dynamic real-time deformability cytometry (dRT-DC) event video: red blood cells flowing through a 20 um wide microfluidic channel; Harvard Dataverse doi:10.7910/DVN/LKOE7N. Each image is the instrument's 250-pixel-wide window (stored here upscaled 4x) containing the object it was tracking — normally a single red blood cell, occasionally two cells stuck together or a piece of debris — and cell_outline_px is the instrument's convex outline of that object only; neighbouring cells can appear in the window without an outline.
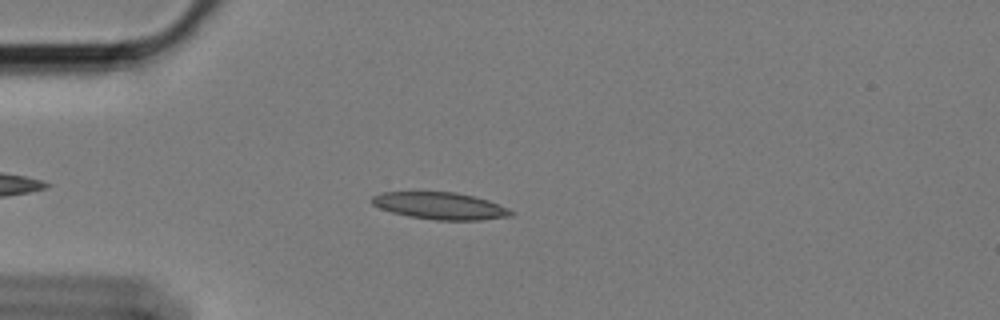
{"species": "Egyptian fruit bat (a non-hibernating species)", "species_latin": "Rousettus aegyptiacus", "temperature_condition": "cold", "stored_images_in_passage": 51, "camera_frame_rate_fps": 3000, "um_per_image_px": 0.085, "animal": {"sex": "female"}, "frame": {"image": 1, "passage_image": 8, "time_ms": 2.333, "image_size_px": [1000, 320], "cell_outline_px": [[512, 216], [480, 220], [436, 220], [408, 216], [392, 212], [380, 208], [372, 204], [368, 200], [372, 196], [380, 192], [456, 192], [488, 200], [508, 208], [512, 212]], "centroid_in_image_um": [37.37, 17.49], "position_along_channel_um": 47.6, "area_um2": 21.91}}
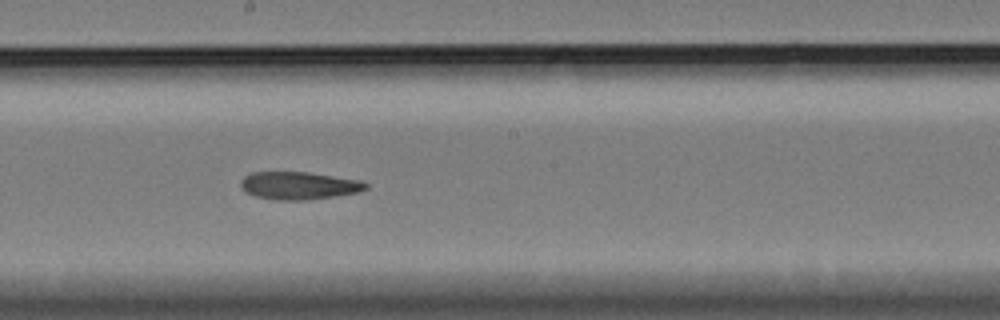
{"frame": {"image": 2, "passage_image": 25, "time_ms": 8.0, "image_size_px": [1000, 320], "cell_outline_px": [[368, 188], [360, 192], [336, 196], [308, 200], [272, 200], [256, 196], [244, 192], [240, 188], [240, 180], [244, 176], [252, 172], [308, 172], [364, 180], [368, 184]], "centroid_in_image_um": [25.42, 15.77], "position_along_channel_um": 222.8, "area_um2": 20.63}}
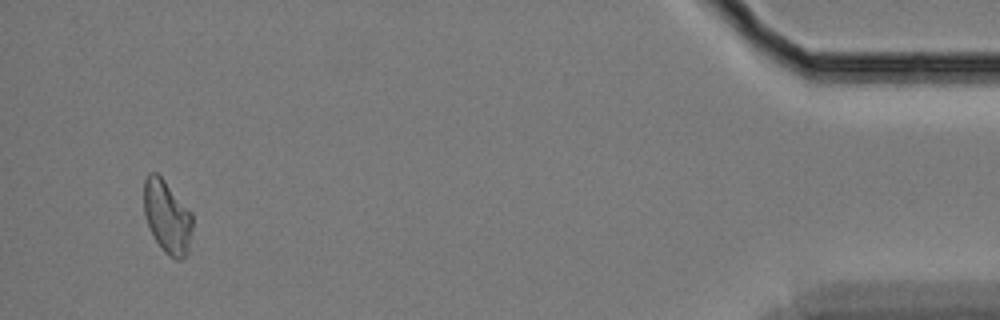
{"frame": {"image": 3, "passage_image": 49, "time_ms": 16.0, "image_size_px": [1000, 320], "cell_outline_px": [[192, 232], [188, 252], [180, 260], [176, 260], [168, 256], [160, 248], [144, 216], [144, 180], [148, 172], [156, 172], [164, 180], [192, 212]], "centroid_in_image_um": [14.21, 18.44], "position_along_channel_um": 421.0, "area_um2": 20.75}, "authors_computed_cell_mechanics": {"area_um2": 20.9814, "velocity_mm_per_s": 3.3707, "shape_relaxation_time_tau1_ms": 9.9663, "shape_relaxation_time_tau2_ms": 10.2857, "deformation_change_tau1": 0.1978, "deformation_change_tau2": 0.1734}}